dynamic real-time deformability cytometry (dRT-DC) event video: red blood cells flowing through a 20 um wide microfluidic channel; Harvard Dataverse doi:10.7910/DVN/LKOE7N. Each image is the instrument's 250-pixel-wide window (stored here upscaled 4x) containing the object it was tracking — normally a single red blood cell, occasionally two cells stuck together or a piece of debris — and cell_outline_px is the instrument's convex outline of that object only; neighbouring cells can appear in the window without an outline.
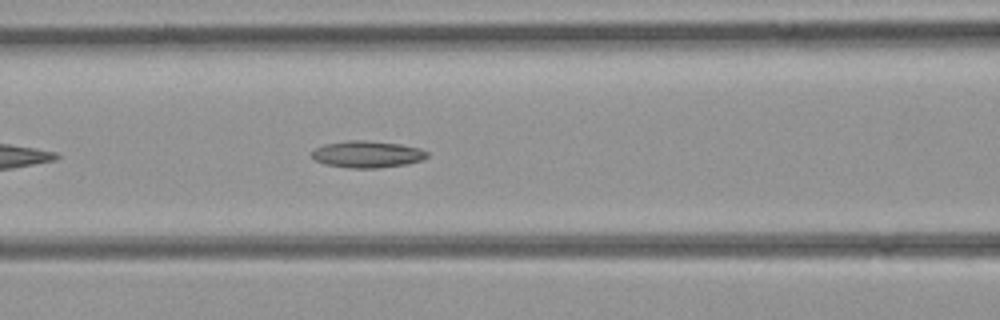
{"species": "common noctule bat (a hibernating species)", "species_latin": "Nyctalus noctula", "temperature_condition": "room temperature", "stored_images_in_passage": 12, "camera_frame_rate_fps": 3000, "um_per_image_px": 0.085, "animal": {"sex": "female", "body_mass_g": 21.9}, "frame": {"image": 1, "passage_image": 7, "time_ms": 2.0, "image_size_px": [1000, 320], "cell_outline_px": [[428, 156], [424, 160], [408, 164], [376, 168], [348, 168], [328, 164], [316, 160], [312, 156], [312, 152], [316, 148], [324, 144], [344, 140], [364, 140], [400, 144], [420, 148], [428, 152]], "centroid_in_image_um": [31.26, 13.11], "position_along_channel_um": 135.3, "area_um2": 18.03}}
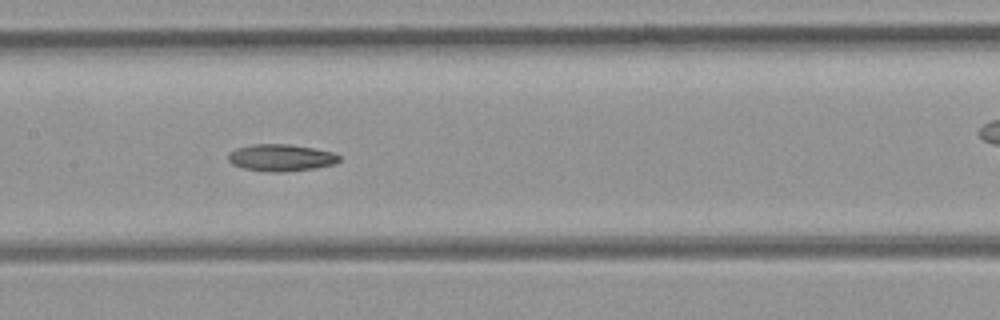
{"frame": {"image": 2, "passage_image": 10, "time_ms": 3.0, "image_size_px": [1000, 320], "cell_outline_px": [[340, 160], [336, 164], [316, 168], [284, 172], [268, 172], [244, 168], [232, 164], [228, 160], [228, 152], [236, 148], [252, 144], [288, 144], [312, 148], [332, 152], [340, 156]], "centroid_in_image_um": [23.87, 13.41], "position_along_channel_um": 183.5, "area_um2": 17.51}}